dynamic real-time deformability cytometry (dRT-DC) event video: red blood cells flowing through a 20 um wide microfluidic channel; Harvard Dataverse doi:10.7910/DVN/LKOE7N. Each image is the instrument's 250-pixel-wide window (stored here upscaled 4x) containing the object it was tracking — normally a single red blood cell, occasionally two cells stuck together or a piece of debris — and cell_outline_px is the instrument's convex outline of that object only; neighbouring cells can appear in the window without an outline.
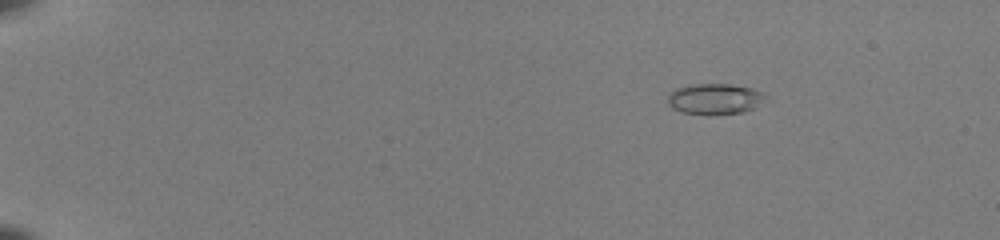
{"species": "common noctule bat (a hibernating species)", "species_latin": "Nyctalus noctula", "temperature_condition": "room temperature", "stored_images_in_passage": 46, "camera_frame_rate_fps": 3000, "um_per_image_px": 0.085, "animal": {"sex": "female", "body_mass_g": 22.0, "forearm_length_mm": 56.7}, "frame": {"image": 1, "passage_image": 2, "time_ms": 0.333, "image_size_px": [1000, 240], "cell_outline_px": [[764, 96], [752, 108], [744, 112], [680, 112], [672, 108], [668, 104], [668, 96], [676, 88], [688, 84], [732, 84], [752, 88], [764, 92]], "centroid_in_image_um": [60.7, 8.35], "position_along_channel_um": 24.3, "area_um2": 16.7}}
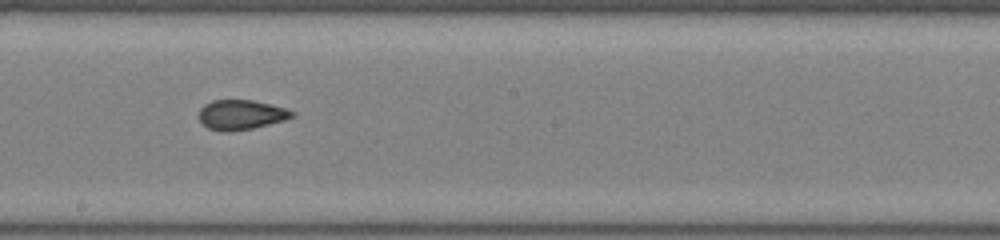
{"frame": {"image": 2, "passage_image": 26, "time_ms": 8.333, "image_size_px": [1000, 240], "cell_outline_px": [[296, 116], [284, 120], [252, 128], [228, 132], [224, 132], [208, 128], [200, 120], [200, 108], [204, 104], [212, 100], [252, 100], [284, 108], [296, 112]], "centroid_in_image_um": [20.49, 9.75], "position_along_channel_um": 227.7, "area_um2": 16.01}}
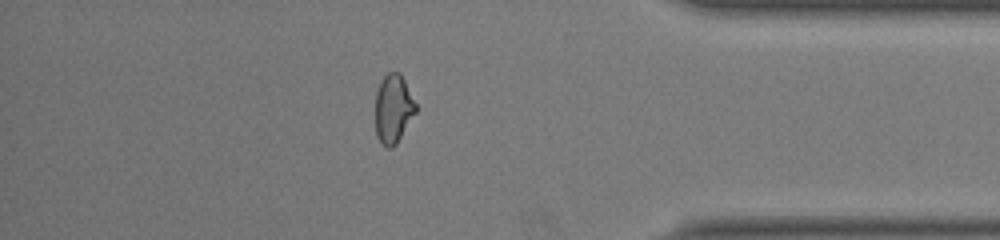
{"frame": {"image": 3, "passage_image": 40, "time_ms": 13.0, "image_size_px": [1000, 240], "cell_outline_px": [[416, 112], [396, 144], [392, 148], [388, 148], [376, 136], [376, 92], [380, 80], [388, 72], [400, 72], [416, 104]], "centroid_in_image_um": [33.42, 9.23], "position_along_channel_um": 401.8, "area_um2": 16.01}, "authors_computed_cell_mechanics": {"area_um2": 16.5597, "velocity_mm_per_s": 4.0971, "shape_relaxation_time_tau1_ms": 7.0525, "shape_relaxation_time_tau2_ms": 0.9036, "deformation_change_tau1": 0.2233, "deformation_change_tau2": 0.0746}}